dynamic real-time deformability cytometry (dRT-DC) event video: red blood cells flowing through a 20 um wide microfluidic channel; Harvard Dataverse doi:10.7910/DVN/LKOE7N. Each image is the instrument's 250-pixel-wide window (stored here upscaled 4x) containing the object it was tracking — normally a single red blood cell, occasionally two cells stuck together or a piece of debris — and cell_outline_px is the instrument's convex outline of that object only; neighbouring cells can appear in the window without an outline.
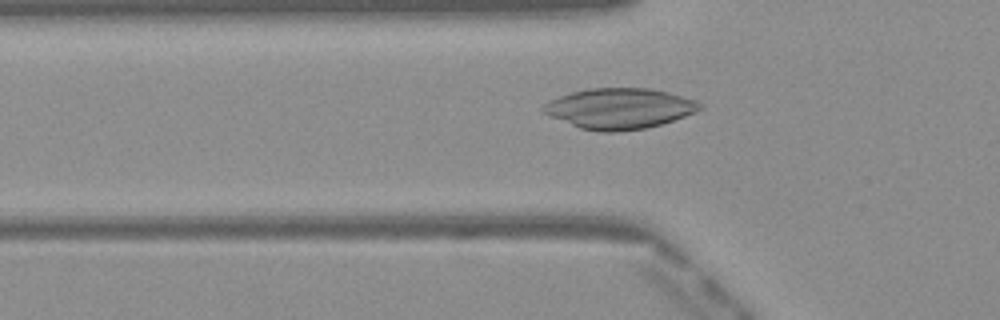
{"species": "Egyptian fruit bat (a non-hibernating species)", "species_latin": "Rousettus aegyptiacus", "temperature_condition": "warm", "stored_images_in_passage": 41, "camera_frame_rate_fps": 3000, "um_per_image_px": 0.085, "frame": {"image": 1, "passage_image": 8, "time_ms": 2.333, "image_size_px": [1000, 320], "cell_outline_px": [[704, 108], [696, 112], [660, 124], [644, 128], [616, 132], [600, 132], [580, 128], [548, 116], [540, 108], [544, 104], [560, 96], [572, 92], [588, 88], [648, 88], [668, 92], [696, 100], [704, 104]], "centroid_in_image_um": [52.66, 9.22], "position_along_channel_um": 73.1, "area_um2": 36.99}}
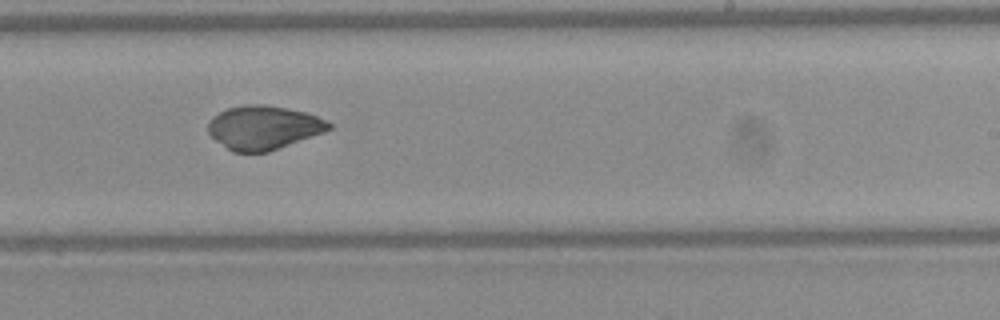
{"frame": {"image": 2, "passage_image": 22, "time_ms": 7.0, "image_size_px": [1000, 320], "cell_outline_px": [[332, 128], [324, 132], [268, 152], [232, 152], [216, 140], [208, 132], [208, 120], [212, 116], [228, 108], [244, 104], [264, 104], [308, 112], [332, 124]], "centroid_in_image_um": [22.39, 10.83], "position_along_channel_um": 266.6, "area_um2": 30.81}}
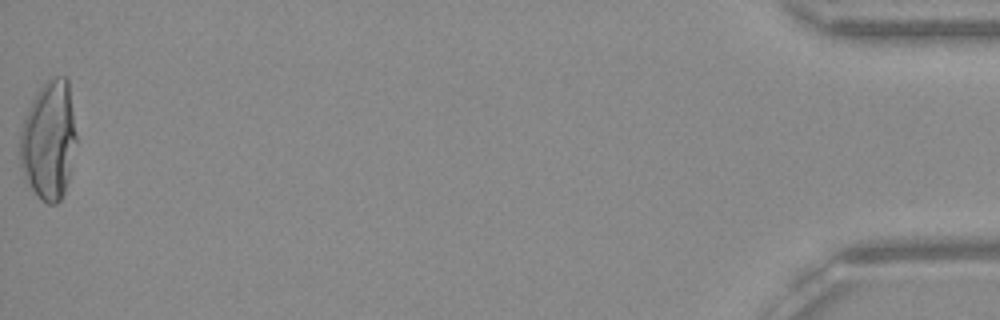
{"frame": {"image": 3, "passage_image": 41, "time_ms": 13.333, "image_size_px": [1000, 320], "cell_outline_px": [[76, 140], [68, 180], [64, 192], [60, 200], [56, 204], [48, 204], [40, 200], [24, 176], [20, 168], [20, 132], [24, 120], [32, 100], [48, 76], [64, 76], [68, 80], [76, 136]], "centroid_in_image_um": [4.14, 11.92], "position_along_channel_um": 431.1, "area_um2": 38.84}}